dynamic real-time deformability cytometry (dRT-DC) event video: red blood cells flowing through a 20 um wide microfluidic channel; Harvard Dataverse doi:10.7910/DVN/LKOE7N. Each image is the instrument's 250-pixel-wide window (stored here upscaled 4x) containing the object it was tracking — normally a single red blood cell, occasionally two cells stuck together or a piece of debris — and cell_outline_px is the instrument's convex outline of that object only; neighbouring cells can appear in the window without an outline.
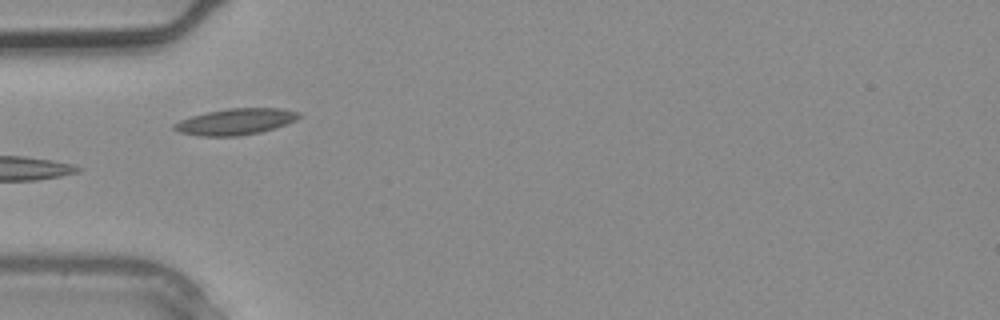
{"species": "common noctule bat (a hibernating species)", "species_latin": "Nyctalus noctula", "temperature_condition": "warm", "stored_images_in_passage": 2, "camera_frame_rate_fps": 3000, "um_per_image_px": 0.085, "animal": {"sex": "male", "body_mass_g": 20.4}, "frame": {"image": 1, "passage_image": 2, "time_ms": 0.333, "image_size_px": [1000, 320], "cell_outline_px": [[300, 116], [296, 120], [288, 124], [276, 128], [260, 132], [236, 136], [200, 136], [180, 132], [172, 128], [172, 124], [180, 120], [192, 116], [208, 112], [228, 108], [280, 108], [300, 112]], "centroid_in_image_um": [20.04, 10.34], "position_along_channel_um": 65.0, "area_um2": 19.07}}